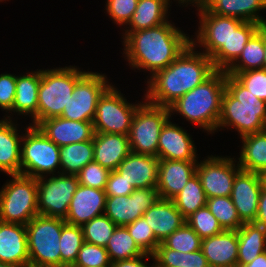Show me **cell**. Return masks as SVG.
<instances>
[{"instance_id": "30", "label": "cell", "mask_w": 266, "mask_h": 267, "mask_svg": "<svg viewBox=\"0 0 266 267\" xmlns=\"http://www.w3.org/2000/svg\"><path fill=\"white\" fill-rule=\"evenodd\" d=\"M169 2L170 0H138L135 12L128 23L130 29H125L123 39L131 32L149 29L168 22Z\"/></svg>"}, {"instance_id": "25", "label": "cell", "mask_w": 266, "mask_h": 267, "mask_svg": "<svg viewBox=\"0 0 266 267\" xmlns=\"http://www.w3.org/2000/svg\"><path fill=\"white\" fill-rule=\"evenodd\" d=\"M93 146L94 161L110 171L131 153L128 135L94 133Z\"/></svg>"}, {"instance_id": "35", "label": "cell", "mask_w": 266, "mask_h": 267, "mask_svg": "<svg viewBox=\"0 0 266 267\" xmlns=\"http://www.w3.org/2000/svg\"><path fill=\"white\" fill-rule=\"evenodd\" d=\"M157 267H209L202 250L184 253L166 248L162 243L153 253Z\"/></svg>"}, {"instance_id": "32", "label": "cell", "mask_w": 266, "mask_h": 267, "mask_svg": "<svg viewBox=\"0 0 266 267\" xmlns=\"http://www.w3.org/2000/svg\"><path fill=\"white\" fill-rule=\"evenodd\" d=\"M241 139L243 145L237 161L241 170L259 174L266 171V129Z\"/></svg>"}, {"instance_id": "14", "label": "cell", "mask_w": 266, "mask_h": 267, "mask_svg": "<svg viewBox=\"0 0 266 267\" xmlns=\"http://www.w3.org/2000/svg\"><path fill=\"white\" fill-rule=\"evenodd\" d=\"M196 7L199 11L200 26L196 33L197 40L195 38L191 39V44L196 47L199 43V46L201 45L205 49L202 53L211 58L228 42L232 32L244 21L234 17L209 13L202 5Z\"/></svg>"}, {"instance_id": "26", "label": "cell", "mask_w": 266, "mask_h": 267, "mask_svg": "<svg viewBox=\"0 0 266 267\" xmlns=\"http://www.w3.org/2000/svg\"><path fill=\"white\" fill-rule=\"evenodd\" d=\"M201 5L212 14L266 25V20L258 15L266 9V0H205Z\"/></svg>"}, {"instance_id": "48", "label": "cell", "mask_w": 266, "mask_h": 267, "mask_svg": "<svg viewBox=\"0 0 266 267\" xmlns=\"http://www.w3.org/2000/svg\"><path fill=\"white\" fill-rule=\"evenodd\" d=\"M16 95V76L4 73L0 75V108L6 112L13 111Z\"/></svg>"}, {"instance_id": "51", "label": "cell", "mask_w": 266, "mask_h": 267, "mask_svg": "<svg viewBox=\"0 0 266 267\" xmlns=\"http://www.w3.org/2000/svg\"><path fill=\"white\" fill-rule=\"evenodd\" d=\"M255 223L266 228V190L262 188Z\"/></svg>"}, {"instance_id": "49", "label": "cell", "mask_w": 266, "mask_h": 267, "mask_svg": "<svg viewBox=\"0 0 266 267\" xmlns=\"http://www.w3.org/2000/svg\"><path fill=\"white\" fill-rule=\"evenodd\" d=\"M134 190L135 187L116 170L110 171L105 188L106 196L130 195Z\"/></svg>"}, {"instance_id": "4", "label": "cell", "mask_w": 266, "mask_h": 267, "mask_svg": "<svg viewBox=\"0 0 266 267\" xmlns=\"http://www.w3.org/2000/svg\"><path fill=\"white\" fill-rule=\"evenodd\" d=\"M225 84L226 72L216 70L208 79L173 103L169 107L171 115L176 111L190 123L214 133L221 115Z\"/></svg>"}, {"instance_id": "21", "label": "cell", "mask_w": 266, "mask_h": 267, "mask_svg": "<svg viewBox=\"0 0 266 267\" xmlns=\"http://www.w3.org/2000/svg\"><path fill=\"white\" fill-rule=\"evenodd\" d=\"M116 171L130 182L135 189L156 188L158 183L159 159L155 156L131 152L119 164Z\"/></svg>"}, {"instance_id": "54", "label": "cell", "mask_w": 266, "mask_h": 267, "mask_svg": "<svg viewBox=\"0 0 266 267\" xmlns=\"http://www.w3.org/2000/svg\"><path fill=\"white\" fill-rule=\"evenodd\" d=\"M177 1H178L179 4L183 3V4L186 5V3H187V5H188V4H192V6H194V4H195V6H199V5H201L205 0H177ZM193 3H194V4H193Z\"/></svg>"}, {"instance_id": "47", "label": "cell", "mask_w": 266, "mask_h": 267, "mask_svg": "<svg viewBox=\"0 0 266 267\" xmlns=\"http://www.w3.org/2000/svg\"><path fill=\"white\" fill-rule=\"evenodd\" d=\"M106 10L118 25H128L137 7L138 0H106Z\"/></svg>"}, {"instance_id": "43", "label": "cell", "mask_w": 266, "mask_h": 267, "mask_svg": "<svg viewBox=\"0 0 266 267\" xmlns=\"http://www.w3.org/2000/svg\"><path fill=\"white\" fill-rule=\"evenodd\" d=\"M72 267H111L105 247L84 242Z\"/></svg>"}, {"instance_id": "9", "label": "cell", "mask_w": 266, "mask_h": 267, "mask_svg": "<svg viewBox=\"0 0 266 267\" xmlns=\"http://www.w3.org/2000/svg\"><path fill=\"white\" fill-rule=\"evenodd\" d=\"M170 117L169 108L142 102L134 113L128 134L131 152L157 157L160 132Z\"/></svg>"}, {"instance_id": "39", "label": "cell", "mask_w": 266, "mask_h": 267, "mask_svg": "<svg viewBox=\"0 0 266 267\" xmlns=\"http://www.w3.org/2000/svg\"><path fill=\"white\" fill-rule=\"evenodd\" d=\"M84 243L82 227L65 223L60 237L61 267H72Z\"/></svg>"}, {"instance_id": "3", "label": "cell", "mask_w": 266, "mask_h": 267, "mask_svg": "<svg viewBox=\"0 0 266 267\" xmlns=\"http://www.w3.org/2000/svg\"><path fill=\"white\" fill-rule=\"evenodd\" d=\"M234 127L240 137L266 129V102L254 96L233 76L226 74L217 130Z\"/></svg>"}, {"instance_id": "31", "label": "cell", "mask_w": 266, "mask_h": 267, "mask_svg": "<svg viewBox=\"0 0 266 267\" xmlns=\"http://www.w3.org/2000/svg\"><path fill=\"white\" fill-rule=\"evenodd\" d=\"M266 251V228L255 222L244 223L238 230L237 266L252 262Z\"/></svg>"}, {"instance_id": "22", "label": "cell", "mask_w": 266, "mask_h": 267, "mask_svg": "<svg viewBox=\"0 0 266 267\" xmlns=\"http://www.w3.org/2000/svg\"><path fill=\"white\" fill-rule=\"evenodd\" d=\"M201 250L209 267H237L238 231L223 230L217 235L202 239Z\"/></svg>"}, {"instance_id": "11", "label": "cell", "mask_w": 266, "mask_h": 267, "mask_svg": "<svg viewBox=\"0 0 266 267\" xmlns=\"http://www.w3.org/2000/svg\"><path fill=\"white\" fill-rule=\"evenodd\" d=\"M50 178H37L38 214L48 217L65 219L70 202L76 192L79 182L76 175L61 174L49 175Z\"/></svg>"}, {"instance_id": "23", "label": "cell", "mask_w": 266, "mask_h": 267, "mask_svg": "<svg viewBox=\"0 0 266 267\" xmlns=\"http://www.w3.org/2000/svg\"><path fill=\"white\" fill-rule=\"evenodd\" d=\"M0 261L29 267L26 225L0 221Z\"/></svg>"}, {"instance_id": "38", "label": "cell", "mask_w": 266, "mask_h": 267, "mask_svg": "<svg viewBox=\"0 0 266 267\" xmlns=\"http://www.w3.org/2000/svg\"><path fill=\"white\" fill-rule=\"evenodd\" d=\"M207 208L216 217L223 230L238 231L244 224L230 196L207 199Z\"/></svg>"}, {"instance_id": "10", "label": "cell", "mask_w": 266, "mask_h": 267, "mask_svg": "<svg viewBox=\"0 0 266 267\" xmlns=\"http://www.w3.org/2000/svg\"><path fill=\"white\" fill-rule=\"evenodd\" d=\"M141 104H130L117 88L110 85L97 102L92 121L94 133L128 135L134 113Z\"/></svg>"}, {"instance_id": "8", "label": "cell", "mask_w": 266, "mask_h": 267, "mask_svg": "<svg viewBox=\"0 0 266 267\" xmlns=\"http://www.w3.org/2000/svg\"><path fill=\"white\" fill-rule=\"evenodd\" d=\"M25 131L21 140V174L33 178L54 175L60 169V147L38 126L29 125Z\"/></svg>"}, {"instance_id": "29", "label": "cell", "mask_w": 266, "mask_h": 267, "mask_svg": "<svg viewBox=\"0 0 266 267\" xmlns=\"http://www.w3.org/2000/svg\"><path fill=\"white\" fill-rule=\"evenodd\" d=\"M260 27L258 23L244 21L232 32L228 42L211 57L214 68L226 71L239 58L246 43Z\"/></svg>"}, {"instance_id": "52", "label": "cell", "mask_w": 266, "mask_h": 267, "mask_svg": "<svg viewBox=\"0 0 266 267\" xmlns=\"http://www.w3.org/2000/svg\"><path fill=\"white\" fill-rule=\"evenodd\" d=\"M237 267H266V251L259 254L252 262Z\"/></svg>"}, {"instance_id": "18", "label": "cell", "mask_w": 266, "mask_h": 267, "mask_svg": "<svg viewBox=\"0 0 266 267\" xmlns=\"http://www.w3.org/2000/svg\"><path fill=\"white\" fill-rule=\"evenodd\" d=\"M105 190L86 187L81 184L76 189L64 219L66 223L82 226L105 212Z\"/></svg>"}, {"instance_id": "5", "label": "cell", "mask_w": 266, "mask_h": 267, "mask_svg": "<svg viewBox=\"0 0 266 267\" xmlns=\"http://www.w3.org/2000/svg\"><path fill=\"white\" fill-rule=\"evenodd\" d=\"M75 66L41 70L38 89V125L45 119L60 117L71 101L77 81L86 73Z\"/></svg>"}, {"instance_id": "34", "label": "cell", "mask_w": 266, "mask_h": 267, "mask_svg": "<svg viewBox=\"0 0 266 267\" xmlns=\"http://www.w3.org/2000/svg\"><path fill=\"white\" fill-rule=\"evenodd\" d=\"M264 57L263 25H261L246 43L239 58L225 72L234 76L248 70L263 69Z\"/></svg>"}, {"instance_id": "13", "label": "cell", "mask_w": 266, "mask_h": 267, "mask_svg": "<svg viewBox=\"0 0 266 267\" xmlns=\"http://www.w3.org/2000/svg\"><path fill=\"white\" fill-rule=\"evenodd\" d=\"M234 158L213 157L197 163L196 174L204 189L207 199L230 196L236 174L241 170L234 163Z\"/></svg>"}, {"instance_id": "15", "label": "cell", "mask_w": 266, "mask_h": 267, "mask_svg": "<svg viewBox=\"0 0 266 267\" xmlns=\"http://www.w3.org/2000/svg\"><path fill=\"white\" fill-rule=\"evenodd\" d=\"M158 199L156 188H138L130 195L106 196L104 214L117 226H125L142 217Z\"/></svg>"}, {"instance_id": "1", "label": "cell", "mask_w": 266, "mask_h": 267, "mask_svg": "<svg viewBox=\"0 0 266 267\" xmlns=\"http://www.w3.org/2000/svg\"><path fill=\"white\" fill-rule=\"evenodd\" d=\"M195 49L190 43L168 67L150 76L146 102L169 108L216 71L211 58Z\"/></svg>"}, {"instance_id": "44", "label": "cell", "mask_w": 266, "mask_h": 267, "mask_svg": "<svg viewBox=\"0 0 266 267\" xmlns=\"http://www.w3.org/2000/svg\"><path fill=\"white\" fill-rule=\"evenodd\" d=\"M125 227L137 245L145 253L153 254L155 252L160 242L155 238L152 228L143 216L125 225Z\"/></svg>"}, {"instance_id": "20", "label": "cell", "mask_w": 266, "mask_h": 267, "mask_svg": "<svg viewBox=\"0 0 266 267\" xmlns=\"http://www.w3.org/2000/svg\"><path fill=\"white\" fill-rule=\"evenodd\" d=\"M38 127L59 147L93 139V122L73 121L62 117L43 120Z\"/></svg>"}, {"instance_id": "17", "label": "cell", "mask_w": 266, "mask_h": 267, "mask_svg": "<svg viewBox=\"0 0 266 267\" xmlns=\"http://www.w3.org/2000/svg\"><path fill=\"white\" fill-rule=\"evenodd\" d=\"M194 141L185 129L170 119L163 126L158 139L159 160L197 161Z\"/></svg>"}, {"instance_id": "55", "label": "cell", "mask_w": 266, "mask_h": 267, "mask_svg": "<svg viewBox=\"0 0 266 267\" xmlns=\"http://www.w3.org/2000/svg\"><path fill=\"white\" fill-rule=\"evenodd\" d=\"M0 267H25V266H20V265H15V264H10V263H4L0 261Z\"/></svg>"}, {"instance_id": "28", "label": "cell", "mask_w": 266, "mask_h": 267, "mask_svg": "<svg viewBox=\"0 0 266 267\" xmlns=\"http://www.w3.org/2000/svg\"><path fill=\"white\" fill-rule=\"evenodd\" d=\"M41 79V70L16 76V95L13 112L30 115L33 124L38 126V89Z\"/></svg>"}, {"instance_id": "19", "label": "cell", "mask_w": 266, "mask_h": 267, "mask_svg": "<svg viewBox=\"0 0 266 267\" xmlns=\"http://www.w3.org/2000/svg\"><path fill=\"white\" fill-rule=\"evenodd\" d=\"M198 161L159 160V198L172 200L196 174Z\"/></svg>"}, {"instance_id": "45", "label": "cell", "mask_w": 266, "mask_h": 267, "mask_svg": "<svg viewBox=\"0 0 266 267\" xmlns=\"http://www.w3.org/2000/svg\"><path fill=\"white\" fill-rule=\"evenodd\" d=\"M110 170L98 164L95 161L84 166L76 175L79 184L105 190Z\"/></svg>"}, {"instance_id": "40", "label": "cell", "mask_w": 266, "mask_h": 267, "mask_svg": "<svg viewBox=\"0 0 266 267\" xmlns=\"http://www.w3.org/2000/svg\"><path fill=\"white\" fill-rule=\"evenodd\" d=\"M81 227L84 242L106 247L117 225L103 214L84 223Z\"/></svg>"}, {"instance_id": "33", "label": "cell", "mask_w": 266, "mask_h": 267, "mask_svg": "<svg viewBox=\"0 0 266 267\" xmlns=\"http://www.w3.org/2000/svg\"><path fill=\"white\" fill-rule=\"evenodd\" d=\"M93 139L60 147L61 174L77 175L81 169L94 161Z\"/></svg>"}, {"instance_id": "37", "label": "cell", "mask_w": 266, "mask_h": 267, "mask_svg": "<svg viewBox=\"0 0 266 267\" xmlns=\"http://www.w3.org/2000/svg\"><path fill=\"white\" fill-rule=\"evenodd\" d=\"M105 248L111 263L136 258L145 254L125 226H117L115 228Z\"/></svg>"}, {"instance_id": "7", "label": "cell", "mask_w": 266, "mask_h": 267, "mask_svg": "<svg viewBox=\"0 0 266 267\" xmlns=\"http://www.w3.org/2000/svg\"><path fill=\"white\" fill-rule=\"evenodd\" d=\"M0 191V221L26 225L38 215L37 178L22 174L10 175Z\"/></svg>"}, {"instance_id": "27", "label": "cell", "mask_w": 266, "mask_h": 267, "mask_svg": "<svg viewBox=\"0 0 266 267\" xmlns=\"http://www.w3.org/2000/svg\"><path fill=\"white\" fill-rule=\"evenodd\" d=\"M10 116L0 120V171L7 175L21 174V141L23 135Z\"/></svg>"}, {"instance_id": "2", "label": "cell", "mask_w": 266, "mask_h": 267, "mask_svg": "<svg viewBox=\"0 0 266 267\" xmlns=\"http://www.w3.org/2000/svg\"><path fill=\"white\" fill-rule=\"evenodd\" d=\"M124 56L132 68L148 70L151 76L168 67L191 43L187 34L169 21L131 32L124 40Z\"/></svg>"}, {"instance_id": "16", "label": "cell", "mask_w": 266, "mask_h": 267, "mask_svg": "<svg viewBox=\"0 0 266 267\" xmlns=\"http://www.w3.org/2000/svg\"><path fill=\"white\" fill-rule=\"evenodd\" d=\"M262 188L259 173L240 170L236 174L230 197L243 223L255 222Z\"/></svg>"}, {"instance_id": "36", "label": "cell", "mask_w": 266, "mask_h": 267, "mask_svg": "<svg viewBox=\"0 0 266 267\" xmlns=\"http://www.w3.org/2000/svg\"><path fill=\"white\" fill-rule=\"evenodd\" d=\"M172 201L185 218L206 206L207 197L197 174L188 180Z\"/></svg>"}, {"instance_id": "46", "label": "cell", "mask_w": 266, "mask_h": 267, "mask_svg": "<svg viewBox=\"0 0 266 267\" xmlns=\"http://www.w3.org/2000/svg\"><path fill=\"white\" fill-rule=\"evenodd\" d=\"M233 77L254 96L266 102V70H248Z\"/></svg>"}, {"instance_id": "42", "label": "cell", "mask_w": 266, "mask_h": 267, "mask_svg": "<svg viewBox=\"0 0 266 267\" xmlns=\"http://www.w3.org/2000/svg\"><path fill=\"white\" fill-rule=\"evenodd\" d=\"M186 223L198 234L201 239L217 235L223 231L216 217L207 206L198 209L186 218Z\"/></svg>"}, {"instance_id": "56", "label": "cell", "mask_w": 266, "mask_h": 267, "mask_svg": "<svg viewBox=\"0 0 266 267\" xmlns=\"http://www.w3.org/2000/svg\"><path fill=\"white\" fill-rule=\"evenodd\" d=\"M260 175L263 183V188L266 190V171L262 172Z\"/></svg>"}, {"instance_id": "53", "label": "cell", "mask_w": 266, "mask_h": 267, "mask_svg": "<svg viewBox=\"0 0 266 267\" xmlns=\"http://www.w3.org/2000/svg\"><path fill=\"white\" fill-rule=\"evenodd\" d=\"M263 45H264V61L263 69L266 70V25H263Z\"/></svg>"}, {"instance_id": "12", "label": "cell", "mask_w": 266, "mask_h": 267, "mask_svg": "<svg viewBox=\"0 0 266 267\" xmlns=\"http://www.w3.org/2000/svg\"><path fill=\"white\" fill-rule=\"evenodd\" d=\"M106 79L104 74L86 72L75 84L71 101L64 107L60 117L92 122L100 96L111 85Z\"/></svg>"}, {"instance_id": "50", "label": "cell", "mask_w": 266, "mask_h": 267, "mask_svg": "<svg viewBox=\"0 0 266 267\" xmlns=\"http://www.w3.org/2000/svg\"><path fill=\"white\" fill-rule=\"evenodd\" d=\"M151 257L154 261L153 254L150 253H145L143 255H140L136 258L128 259V260H119L111 263V267H150L149 265L147 266L146 263L143 262L142 259L144 258H149ZM155 264L151 267H153Z\"/></svg>"}, {"instance_id": "6", "label": "cell", "mask_w": 266, "mask_h": 267, "mask_svg": "<svg viewBox=\"0 0 266 267\" xmlns=\"http://www.w3.org/2000/svg\"><path fill=\"white\" fill-rule=\"evenodd\" d=\"M65 220L36 215L26 224L29 267H61L60 237Z\"/></svg>"}, {"instance_id": "24", "label": "cell", "mask_w": 266, "mask_h": 267, "mask_svg": "<svg viewBox=\"0 0 266 267\" xmlns=\"http://www.w3.org/2000/svg\"><path fill=\"white\" fill-rule=\"evenodd\" d=\"M155 238L161 243L186 223V218L170 199L159 198L144 214Z\"/></svg>"}, {"instance_id": "41", "label": "cell", "mask_w": 266, "mask_h": 267, "mask_svg": "<svg viewBox=\"0 0 266 267\" xmlns=\"http://www.w3.org/2000/svg\"><path fill=\"white\" fill-rule=\"evenodd\" d=\"M201 241L202 239L198 236V234L187 223H185L161 243L166 248L189 253L200 250Z\"/></svg>"}]
</instances>
